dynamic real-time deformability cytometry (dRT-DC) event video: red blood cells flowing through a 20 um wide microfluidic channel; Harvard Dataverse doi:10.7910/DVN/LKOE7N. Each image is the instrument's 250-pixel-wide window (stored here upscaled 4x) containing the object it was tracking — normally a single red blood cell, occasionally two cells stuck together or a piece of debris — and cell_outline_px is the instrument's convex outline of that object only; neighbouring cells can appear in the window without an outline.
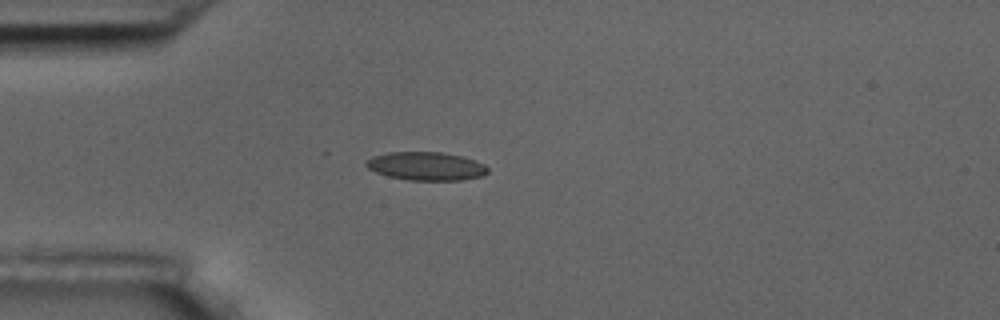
{"species": "common noctule bat (a hibernating species)", "species_latin": "Nyctalus noctula", "temperature_condition": "room temperature", "stored_images_in_passage": 7, "camera_frame_rate_fps": 3000, "um_per_image_px": 0.085, "animal": {"sex": "male", "body_mass_g": 17.5, "forearm_length_mm": 52.3}, "frame": {"image": 1, "passage_image": 1, "time_ms": 0.0, "image_size_px": [1000, 320], "cell_outline_px": [[488, 172], [484, 176], [460, 180], [408, 180], [388, 176], [376, 172], [368, 168], [364, 164], [364, 160], [372, 156], [388, 152], [440, 152], [464, 156], [476, 160], [484, 164], [488, 168]], "centroid_in_image_um": [36.22, 14.11], "position_along_channel_um": 48.8, "area_um2": 20.35}}
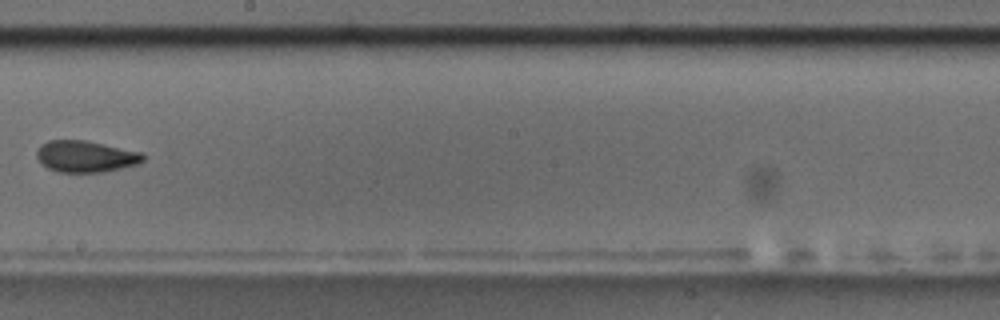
{"frame": {"image": 2, "passage_image": 6, "time_ms": 5.667, "image_size_px": [1000, 320], "cell_outline_px": [[144, 160], [140, 164], [100, 172], [56, 172], [40, 164], [36, 156], [36, 152], [40, 144], [48, 140], [84, 140], [144, 152]], "centroid_in_image_um": [7.26, 13.29], "position_along_channel_um": 240.9, "area_um2": 19.77}}
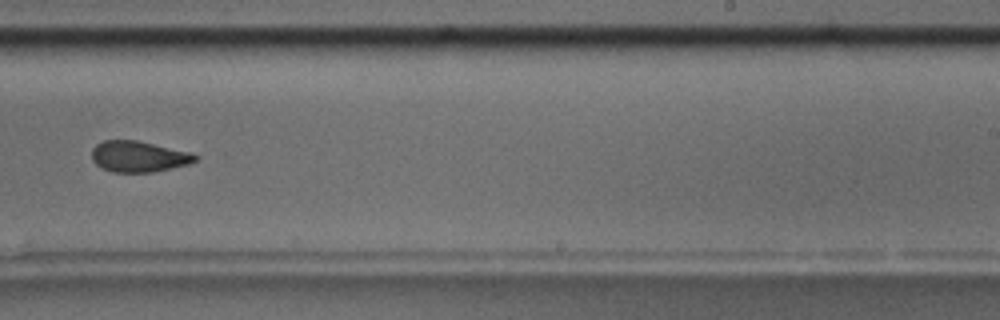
{"frame": {"image": 3, "passage_image": 7, "time_ms": 6.667, "image_size_px": [1000, 320], "cell_outline_px": [[200, 156], [196, 160], [188, 164], [152, 172], [112, 172], [100, 168], [92, 160], [92, 148], [96, 144], [104, 140], [136, 140], [192, 152]], "centroid_in_image_um": [11.77, 13.3], "position_along_channel_um": 277.2, "area_um2": 18.79}}